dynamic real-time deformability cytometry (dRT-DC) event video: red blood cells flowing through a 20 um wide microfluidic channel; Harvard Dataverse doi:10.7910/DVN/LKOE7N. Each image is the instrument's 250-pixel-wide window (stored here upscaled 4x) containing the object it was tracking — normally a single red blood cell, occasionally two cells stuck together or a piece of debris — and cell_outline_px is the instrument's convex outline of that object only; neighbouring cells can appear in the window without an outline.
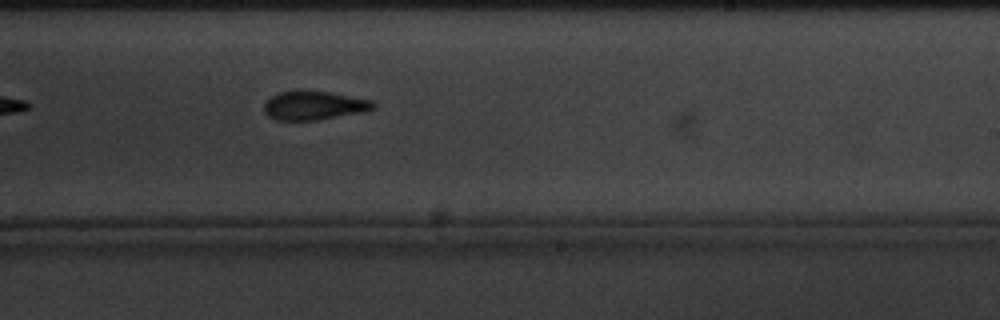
{"species": "common noctule bat (a hibernating species)", "species_latin": "Nyctalus noctula", "temperature_condition": "cold", "stored_images_in_passage": 10, "camera_frame_rate_fps": 3000, "um_per_image_px": 0.085, "animal": {"sex": "male", "body_mass_g": 20.1, "forearm_length_mm": 53.5}, "frame": {"image": 1, "passage_image": 10, "time_ms": 11.0, "image_size_px": [1000, 320], "cell_outline_px": [[376, 108], [368, 112], [320, 120], [276, 120], [268, 116], [264, 112], [264, 100], [280, 92], [296, 88], [304, 88], [328, 92], [372, 100], [376, 104]], "centroid_in_image_um": [26.7, 8.95], "position_along_channel_um": 262.3, "area_um2": 19.19}}